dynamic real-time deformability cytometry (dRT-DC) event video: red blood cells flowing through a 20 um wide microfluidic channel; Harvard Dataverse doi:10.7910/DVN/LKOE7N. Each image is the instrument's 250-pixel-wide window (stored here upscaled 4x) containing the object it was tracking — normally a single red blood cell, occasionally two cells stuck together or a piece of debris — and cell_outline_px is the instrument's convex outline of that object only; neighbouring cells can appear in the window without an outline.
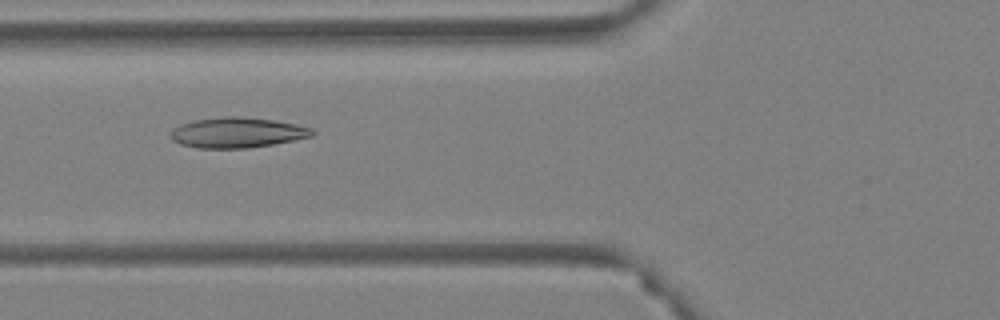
{"species": "Egyptian fruit bat (a non-hibernating species)", "species_latin": "Rousettus aegyptiacus", "temperature_condition": "warm", "stored_images_in_passage": 55, "camera_frame_rate_fps": 3000, "um_per_image_px": 0.085, "animal": {"sex": "female"}, "frame": {"image": 1, "passage_image": 20, "time_ms": 6.333, "image_size_px": [1000, 320], "cell_outline_px": [[316, 132], [312, 136], [272, 144], [248, 148], [196, 148], [180, 144], [172, 140], [168, 136], [168, 132], [172, 128], [180, 124], [196, 120], [224, 116], [240, 116], [272, 120], [296, 124], [312, 128]], "centroid_in_image_um": [20.1, 11.27], "position_along_channel_um": 105.7, "area_um2": 25.14}}
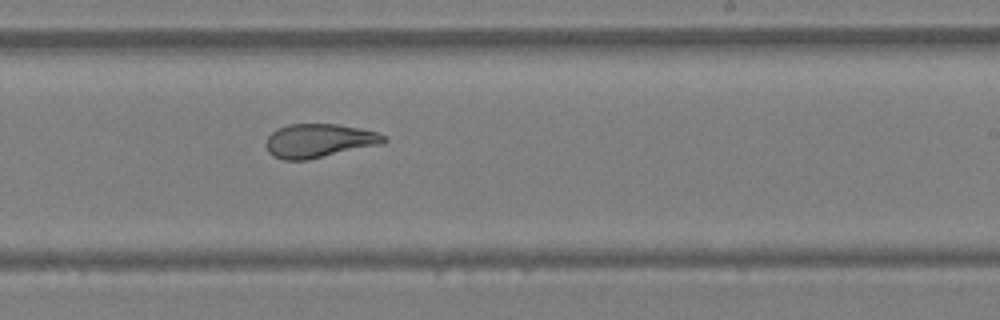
{"frame": {"image": 2, "passage_image": 33, "time_ms": 10.667, "image_size_px": [1000, 320], "cell_outline_px": [[388, 140], [384, 144], [308, 160], [284, 160], [272, 156], [268, 152], [264, 144], [268, 136], [276, 128], [288, 124], [336, 124], [360, 128], [376, 132], [384, 136]], "centroid_in_image_um": [27.1, 11.97], "position_along_channel_um": 261.9, "area_um2": 23.52}}
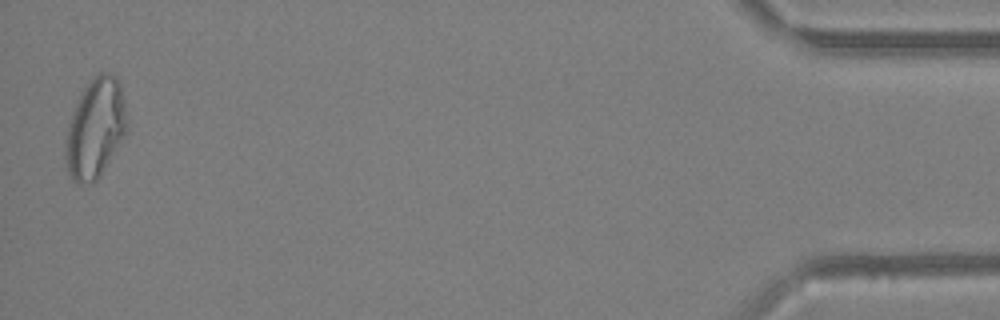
{"frame": {"image": 3, "passage_image": 54, "time_ms": 17.667, "image_size_px": [1000, 320], "cell_outline_px": [[124, 132], [100, 176], [96, 180], [80, 184], [76, 184], [68, 176], [64, 156], [64, 144], [68, 124], [72, 112], [84, 88], [92, 76], [100, 72], [112, 72], [116, 76], [120, 84], [124, 100]], "centroid_in_image_um": [8.03, 10.9], "position_along_channel_um": 427.2, "area_um2": 35.08}, "authors_computed_cell_mechanics": {"area_um2": 26.9348, "velocity_mm_per_s": 3.6171, "shape_relaxation_time_tau1_ms": null, "shape_relaxation_time_tau2_ms": 1.7777, "deformation_change_tau1": null, "deformation_change_tau2": 0.0909}}